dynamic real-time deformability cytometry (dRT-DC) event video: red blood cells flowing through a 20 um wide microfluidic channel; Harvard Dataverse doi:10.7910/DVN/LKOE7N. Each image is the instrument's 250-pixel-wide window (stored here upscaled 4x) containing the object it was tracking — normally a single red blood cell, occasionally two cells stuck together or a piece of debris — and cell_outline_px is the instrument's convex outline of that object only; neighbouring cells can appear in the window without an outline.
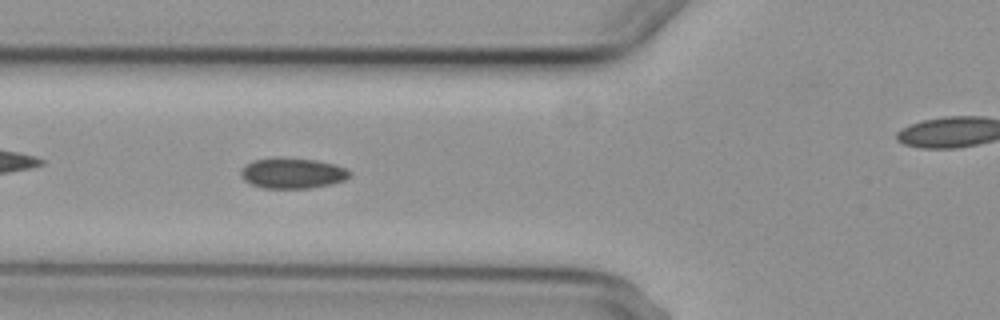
{"species": "common noctule bat (a hibernating species)", "species_latin": "Nyctalus noctula", "temperature_condition": "cold", "stored_images_in_passage": 8, "camera_frame_rate_fps": 3000, "um_per_image_px": 0.085, "animal": {"sex": "female", "body_mass_g": 29.2, "forearm_length_mm": 56.3}, "frame": {"image": 1, "passage_image": 3, "time_ms": 2.333, "image_size_px": [1000, 320], "cell_outline_px": [[352, 176], [344, 180], [332, 184], [308, 188], [264, 188], [252, 184], [244, 180], [240, 176], [240, 168], [244, 164], [252, 160], [316, 160], [336, 164], [348, 168], [352, 172]], "centroid_in_image_um": [24.9, 14.75], "position_along_channel_um": 100.9, "area_um2": 19.02}}
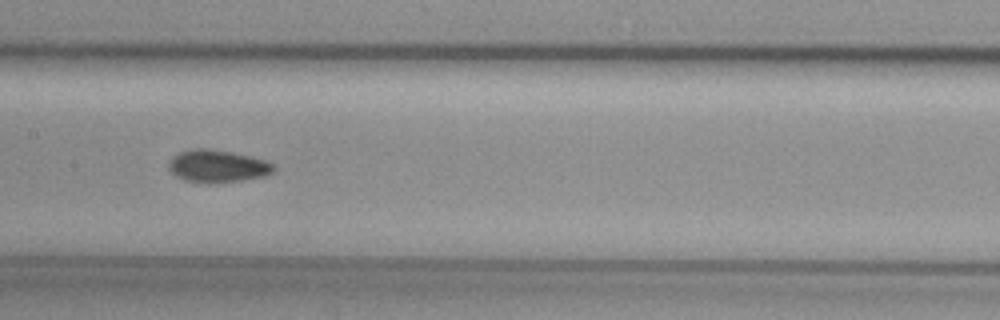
{"frame": {"image": 2, "passage_image": 5, "time_ms": 4.667, "image_size_px": [1000, 320], "cell_outline_px": [[276, 168], [272, 172], [264, 176], [216, 184], [208, 184], [184, 180], [176, 176], [168, 168], [168, 164], [172, 156], [180, 152], [196, 148], [208, 148], [232, 152], [264, 160], [272, 164]], "centroid_in_image_um": [18.45, 14.13], "position_along_channel_um": 189.0, "area_um2": 19.88}}
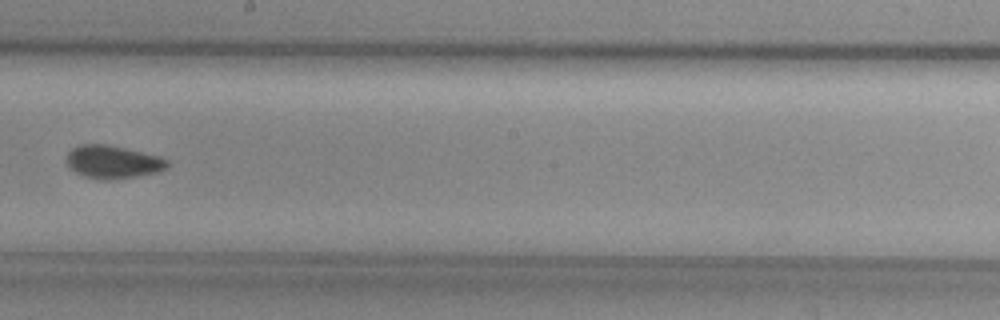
{"frame": {"image": 3, "passage_image": 6, "time_ms": 6.0, "image_size_px": [1000, 320], "cell_outline_px": [[168, 168], [156, 172], [136, 176], [112, 180], [100, 180], [84, 176], [76, 172], [68, 164], [68, 152], [72, 148], [80, 144], [108, 144], [160, 156], [168, 160]], "centroid_in_image_um": [9.61, 13.76], "position_along_channel_um": 238.6, "area_um2": 19.31}}